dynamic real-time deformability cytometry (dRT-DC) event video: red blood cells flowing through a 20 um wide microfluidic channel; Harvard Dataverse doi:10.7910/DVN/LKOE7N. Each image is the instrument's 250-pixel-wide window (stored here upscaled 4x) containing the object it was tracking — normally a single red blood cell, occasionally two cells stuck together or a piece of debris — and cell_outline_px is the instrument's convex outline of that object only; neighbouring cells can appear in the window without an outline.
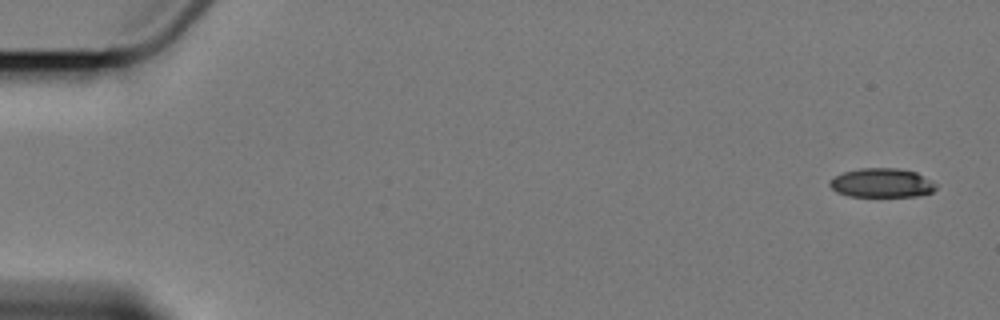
{"species": "Egyptian fruit bat (a non-hibernating species)", "species_latin": "Rousettus aegyptiacus", "temperature_condition": "cold", "stored_images_in_passage": 6, "camera_frame_rate_fps": 3000, "um_per_image_px": 0.085, "animal": {"sex": "female"}, "frame": {"image": 1, "passage_image": 1, "time_ms": 0.0, "image_size_px": [1000, 320], "cell_outline_px": [[936, 188], [932, 192], [916, 196], [848, 196], [836, 192], [828, 184], [828, 180], [844, 172], [860, 168], [900, 168], [916, 172], [936, 184]], "centroid_in_image_um": [74.92, 15.54], "position_along_channel_um": 10.1, "area_um2": 17.98}}
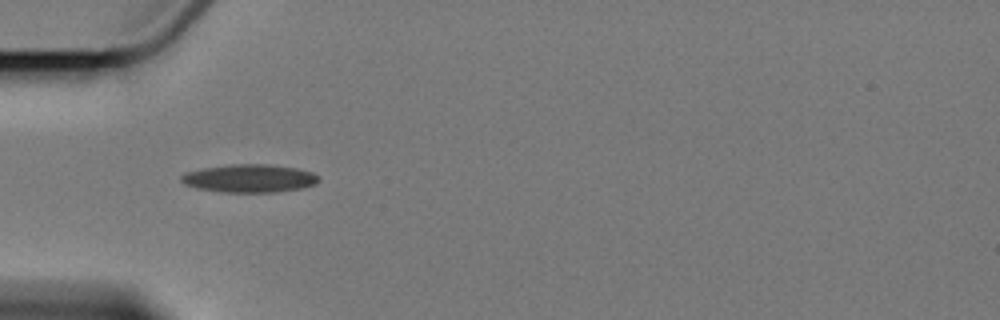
{"frame": {"image": 2, "passage_image": 5, "time_ms": 5.667, "image_size_px": [1000, 320], "cell_outline_px": [[320, 180], [316, 184], [300, 188], [276, 192], [220, 192], [196, 188], [184, 184], [180, 180], [180, 176], [184, 172], [204, 168], [232, 164], [268, 164], [296, 168], [312, 172]], "centroid_in_image_um": [21.16, 15.16], "position_along_channel_um": 63.8, "area_um2": 22.48}}
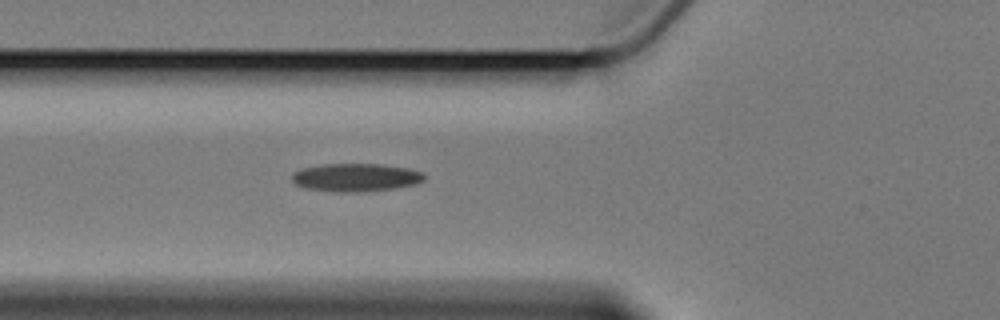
{"frame": {"image": 3, "passage_image": 6, "time_ms": 6.667, "image_size_px": [1000, 320], "cell_outline_px": [[424, 180], [416, 184], [392, 188], [360, 192], [336, 192], [308, 188], [296, 184], [292, 180], [292, 172], [300, 168], [320, 164], [380, 164], [408, 168], [424, 172]], "centroid_in_image_um": [30.22, 15.07], "position_along_channel_um": 95.6, "area_um2": 21.68}}